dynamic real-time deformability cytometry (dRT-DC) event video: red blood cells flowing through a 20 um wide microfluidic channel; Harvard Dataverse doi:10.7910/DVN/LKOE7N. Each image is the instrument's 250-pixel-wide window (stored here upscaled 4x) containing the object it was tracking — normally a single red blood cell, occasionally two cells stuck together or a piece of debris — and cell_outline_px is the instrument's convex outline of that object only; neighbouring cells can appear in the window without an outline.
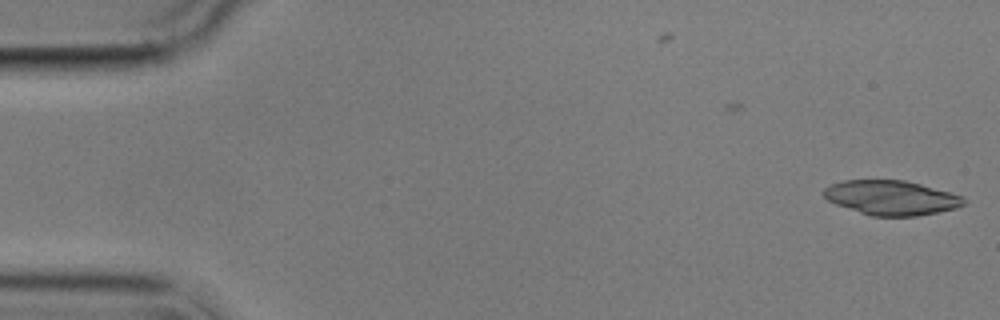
{"species": "common noctule bat (a hibernating species)", "species_latin": "Nyctalus noctula", "temperature_condition": "cold", "stored_images_in_passage": 5, "camera_frame_rate_fps": 3000, "um_per_image_px": 0.085, "animal": {"sex": "male", "body_mass_g": 17.9}, "frame": {"image": 1, "passage_image": 1, "time_ms": 0.0, "image_size_px": [1000, 320], "cell_outline_px": [[968, 200], [964, 204], [956, 208], [916, 216], [872, 216], [836, 204], [828, 200], [824, 196], [824, 188], [832, 184], [844, 180], [904, 180], [920, 184], [964, 196]], "centroid_in_image_um": [75.79, 16.8], "position_along_channel_um": 9.2, "area_um2": 27.98}}